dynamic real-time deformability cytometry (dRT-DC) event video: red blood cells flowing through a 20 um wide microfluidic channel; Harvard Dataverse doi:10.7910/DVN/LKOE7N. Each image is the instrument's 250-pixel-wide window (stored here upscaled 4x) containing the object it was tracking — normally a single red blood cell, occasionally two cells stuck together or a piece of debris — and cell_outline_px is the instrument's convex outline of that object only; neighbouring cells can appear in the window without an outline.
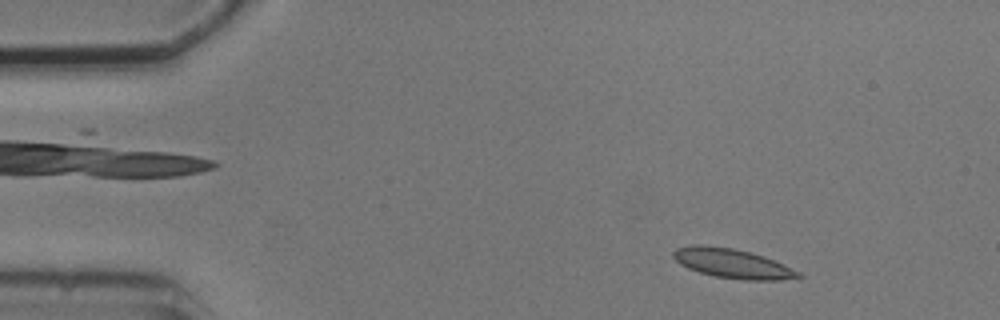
{"species": "common noctule bat (a hibernating species)", "species_latin": "Nyctalus noctula", "temperature_condition": "cold", "stored_images_in_passage": 3, "camera_frame_rate_fps": 3000, "um_per_image_px": 0.085, "animal": {"sex": "male", "body_mass_g": 20.5, "forearm_length_mm": 52.5}, "frame": {"image": 1, "passage_image": 1, "time_ms": 0.0, "image_size_px": [1000, 320], "cell_outline_px": [[804, 276], [780, 280], [748, 280], [716, 276], [700, 272], [688, 268], [680, 264], [672, 256], [672, 252], [676, 248], [692, 244], [700, 244], [732, 248], [764, 256], [800, 272]], "centroid_in_image_um": [62.22, 22.38], "position_along_channel_um": 22.8, "area_um2": 21.21}}